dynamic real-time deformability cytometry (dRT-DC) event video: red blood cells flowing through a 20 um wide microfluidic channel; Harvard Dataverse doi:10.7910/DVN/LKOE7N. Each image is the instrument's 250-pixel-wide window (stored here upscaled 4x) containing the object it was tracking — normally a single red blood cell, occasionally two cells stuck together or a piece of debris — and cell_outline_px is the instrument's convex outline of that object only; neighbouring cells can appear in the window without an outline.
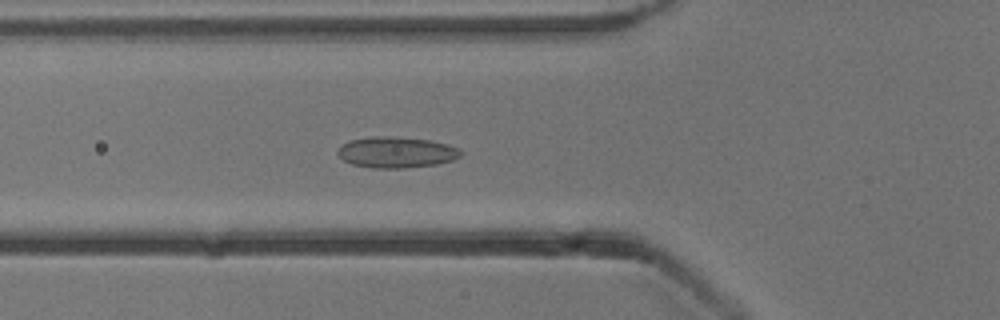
{"species": "common noctule bat (a hibernating species)", "species_latin": "Nyctalus noctula", "temperature_condition": "cold", "stored_images_in_passage": 40, "camera_frame_rate_fps": 3000, "um_per_image_px": 0.085, "animal": {"sex": "male", "body_mass_g": 13.3}, "frame": {"image": 1, "passage_image": 5, "time_ms": 1.333, "image_size_px": [1000, 320], "cell_outline_px": [[460, 156], [452, 160], [436, 164], [404, 168], [372, 168], [352, 164], [344, 160], [336, 152], [340, 144], [348, 140], [372, 136], [388, 136], [432, 140], [448, 144], [460, 148]], "centroid_in_image_um": [33.66, 12.93], "position_along_channel_um": 92.1, "area_um2": 22.37}}
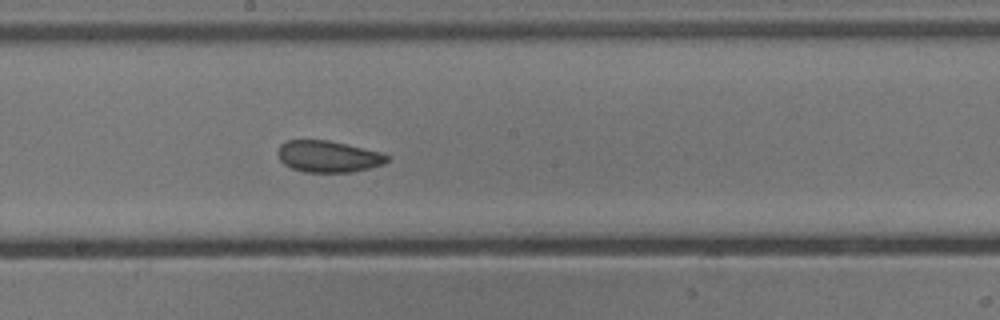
{"frame": {"image": 2, "passage_image": 15, "time_ms": 4.667, "image_size_px": [1000, 320], "cell_outline_px": [[388, 160], [384, 164], [352, 172], [304, 172], [292, 168], [284, 164], [280, 160], [276, 152], [280, 144], [288, 140], [328, 140], [384, 152], [388, 156]], "centroid_in_image_um": [27.9, 13.29], "position_along_channel_um": 220.3, "area_um2": 20.23}}
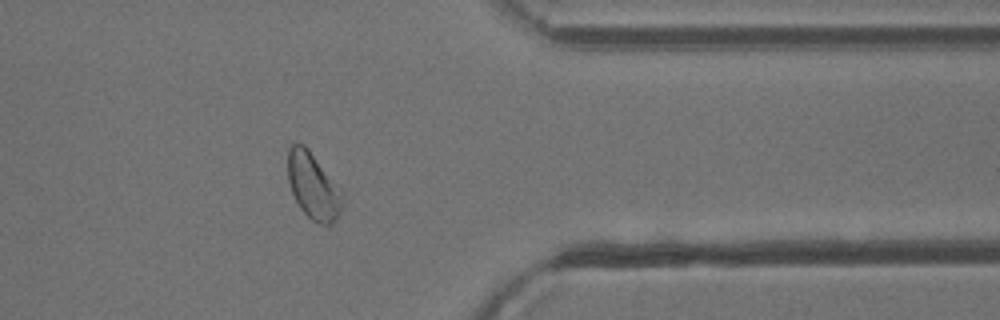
{"frame": {"image": 3, "passage_image": 29, "time_ms": 9.333, "image_size_px": [1000, 320], "cell_outline_px": [[344, 204], [340, 216], [332, 224], [320, 224], [312, 220], [300, 208], [292, 192], [288, 180], [288, 148], [292, 144], [304, 144], [308, 148], [344, 192]], "centroid_in_image_um": [26.67, 15.83], "position_along_channel_um": 384.7, "area_um2": 21.39}, "authors_computed_cell_mechanics": {"area_um2": 21.2415, "velocity_mm_per_s": 3.8237, "shape_relaxation_time_tau1_ms": null, "shape_relaxation_time_tau2_ms": 1.7546, "deformation_change_tau1": null, "deformation_change_tau2": 0.0692}}